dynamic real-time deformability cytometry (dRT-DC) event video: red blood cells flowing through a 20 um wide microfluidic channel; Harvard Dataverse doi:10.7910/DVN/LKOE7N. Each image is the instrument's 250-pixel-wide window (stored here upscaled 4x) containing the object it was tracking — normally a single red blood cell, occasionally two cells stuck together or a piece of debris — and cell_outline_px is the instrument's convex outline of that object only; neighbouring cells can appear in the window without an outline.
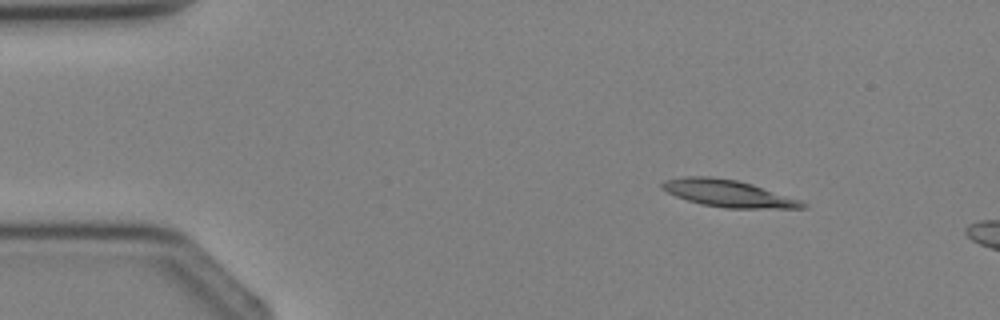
{"species": "Egyptian fruit bat (a non-hibernating species)", "species_latin": "Rousettus aegyptiacus", "temperature_condition": "cold", "stored_images_in_passage": 3, "camera_frame_rate_fps": 3000, "um_per_image_px": 0.085, "animal": {"sex": "female"}, "frame": {"image": 1, "passage_image": 1, "time_ms": 0.0, "image_size_px": [1000, 320], "cell_outline_px": [[808, 204], [804, 208], [724, 208], [704, 204], [688, 200], [676, 196], [660, 188], [660, 184], [664, 180], [684, 176], [712, 176], [736, 180], [752, 184], [800, 200]], "centroid_in_image_um": [61.86, 16.43], "position_along_channel_um": 23.1, "area_um2": 21.91}}